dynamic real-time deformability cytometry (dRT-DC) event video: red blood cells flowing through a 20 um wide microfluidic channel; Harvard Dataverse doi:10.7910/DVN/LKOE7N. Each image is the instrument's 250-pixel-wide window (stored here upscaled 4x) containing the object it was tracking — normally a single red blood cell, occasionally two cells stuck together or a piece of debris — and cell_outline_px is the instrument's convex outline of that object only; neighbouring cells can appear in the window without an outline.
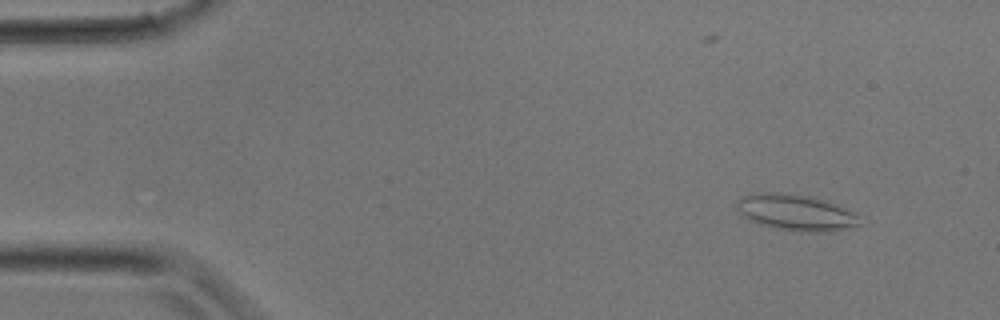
{"species": "common noctule bat (a hibernating species)", "species_latin": "Nyctalus noctula", "temperature_condition": "room temperature", "stored_images_in_passage": 10, "camera_frame_rate_fps": 3000, "um_per_image_px": 0.085, "animal": {"sex": "male", "body_mass_g": 17.9}, "frame": {"image": 1, "passage_image": 2, "time_ms": 0.333, "image_size_px": [1000, 320], "cell_outline_px": [[860, 224], [848, 228], [828, 232], [808, 232], [780, 228], [760, 224], [748, 220], [736, 208], [736, 200], [752, 192], [780, 192], [812, 196], [828, 200], [848, 208], [856, 212]], "centroid_in_image_um": [67.67, 18.03], "position_along_channel_um": 17.3, "area_um2": 26.18}}
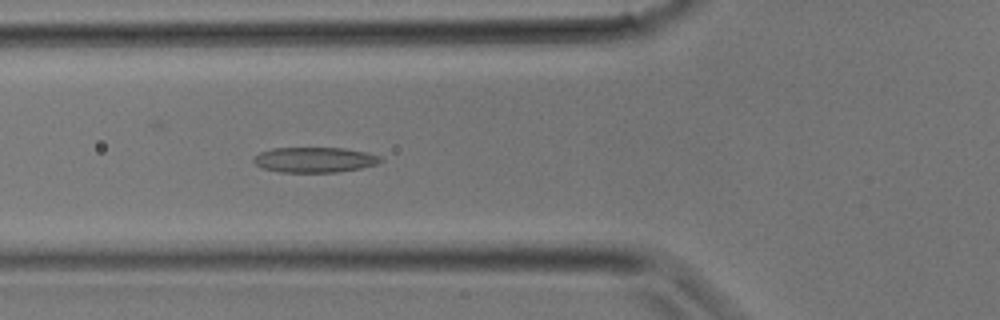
{"frame": {"image": 2, "passage_image": 10, "time_ms": 3.0, "image_size_px": [1000, 320], "cell_outline_px": [[384, 160], [380, 164], [360, 168], [336, 172], [280, 172], [260, 168], [252, 160], [252, 156], [260, 152], [272, 148], [344, 148], [368, 152], [380, 156]], "centroid_in_image_um": [26.74, 13.58], "position_along_channel_um": 99.1, "area_um2": 18.96}}